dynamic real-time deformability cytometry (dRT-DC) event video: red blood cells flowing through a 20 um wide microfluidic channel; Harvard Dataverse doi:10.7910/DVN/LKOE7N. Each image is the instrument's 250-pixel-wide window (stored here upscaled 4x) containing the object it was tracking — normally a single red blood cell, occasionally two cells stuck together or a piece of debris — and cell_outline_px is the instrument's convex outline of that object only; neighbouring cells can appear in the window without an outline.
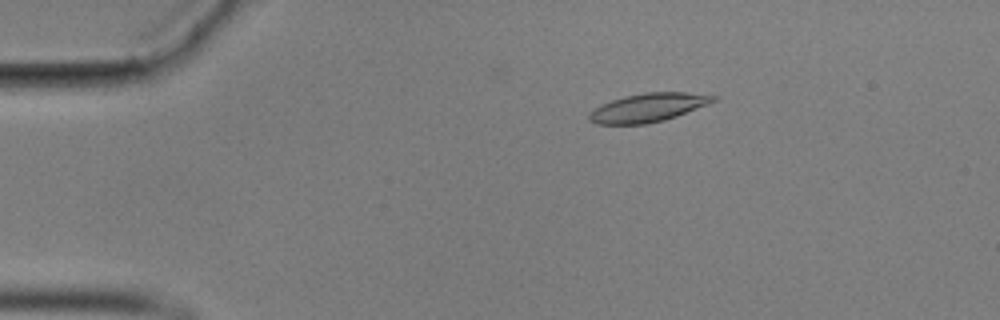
{"species": "common noctule bat (a hibernating species)", "species_latin": "Nyctalus noctula", "temperature_condition": "cold", "stored_images_in_passage": 48, "camera_frame_rate_fps": 3000, "um_per_image_px": 0.085, "animal": {"sex": "male", "body_mass_g": 17.9}, "frame": {"image": 1, "passage_image": 11, "time_ms": 3.333, "image_size_px": [1000, 320], "cell_outline_px": [[720, 96], [716, 100], [708, 104], [676, 116], [664, 120], [644, 124], [596, 124], [588, 120], [588, 116], [600, 104], [624, 96], [644, 92], [684, 92]], "centroid_in_image_um": [55.09, 9.14], "position_along_channel_um": 29.9, "area_um2": 20.58}}
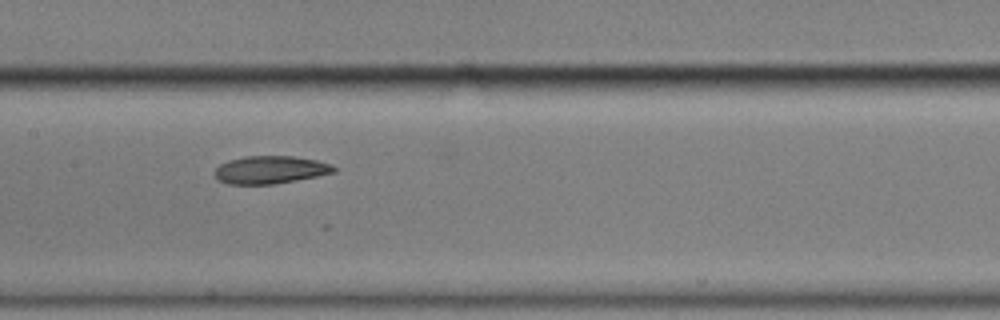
{"frame": {"image": 2, "passage_image": 29, "time_ms": 9.333, "image_size_px": [1000, 320], "cell_outline_px": [[336, 172], [296, 180], [272, 184], [228, 184], [216, 180], [212, 172], [220, 164], [228, 160], [244, 156], [292, 156], [316, 160], [332, 164], [336, 168]], "centroid_in_image_um": [22.93, 14.43], "position_along_channel_um": 184.5, "area_um2": 19.42}}
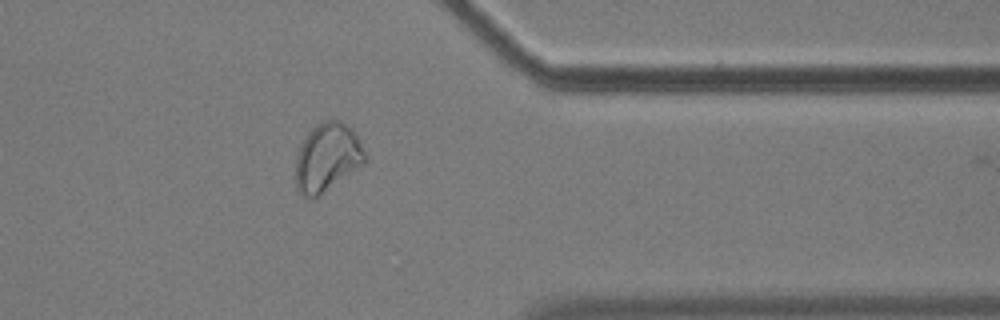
{"frame": {"image": 3, "passage_image": 47, "time_ms": 15.333, "image_size_px": [1000, 320], "cell_outline_px": [[364, 164], [320, 196], [304, 196], [296, 188], [296, 156], [300, 144], [308, 132], [316, 124], [324, 120], [340, 120], [352, 128], [356, 132], [364, 152]], "centroid_in_image_um": [27.81, 13.36], "position_along_channel_um": 383.6, "area_um2": 27.63}}